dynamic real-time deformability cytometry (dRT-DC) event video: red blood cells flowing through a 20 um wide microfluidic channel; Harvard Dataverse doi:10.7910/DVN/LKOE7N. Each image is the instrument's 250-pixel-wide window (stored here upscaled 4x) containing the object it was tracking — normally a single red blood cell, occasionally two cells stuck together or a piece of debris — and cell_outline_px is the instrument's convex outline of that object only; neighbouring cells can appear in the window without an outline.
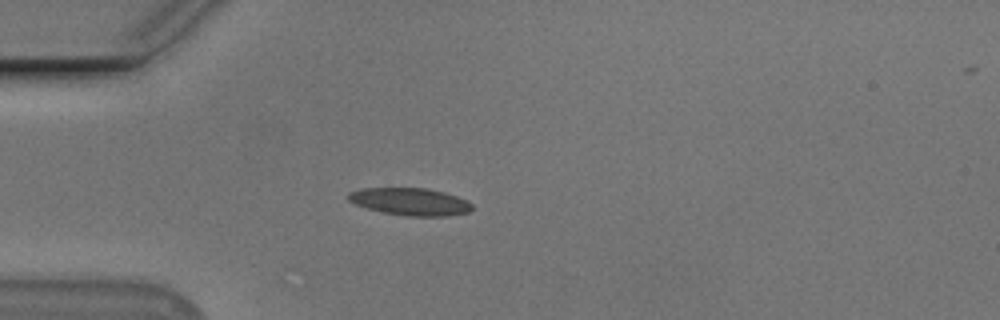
{"species": "Egyptian fruit bat (a non-hibernating species)", "species_latin": "Rousettus aegyptiacus", "temperature_condition": "cold", "stored_images_in_passage": 53, "camera_frame_rate_fps": 3000, "um_per_image_px": 0.085, "animal": {"sex": "male"}, "frame": {"image": 1, "passage_image": 14, "time_ms": 4.333, "image_size_px": [1000, 320], "cell_outline_px": [[472, 208], [468, 212], [448, 216], [408, 216], [384, 212], [368, 208], [356, 204], [348, 200], [348, 192], [360, 188], [424, 188], [444, 192], [456, 196], [472, 204]], "centroid_in_image_um": [34.85, 17.13], "position_along_channel_um": 50.2, "area_um2": 19.54}}
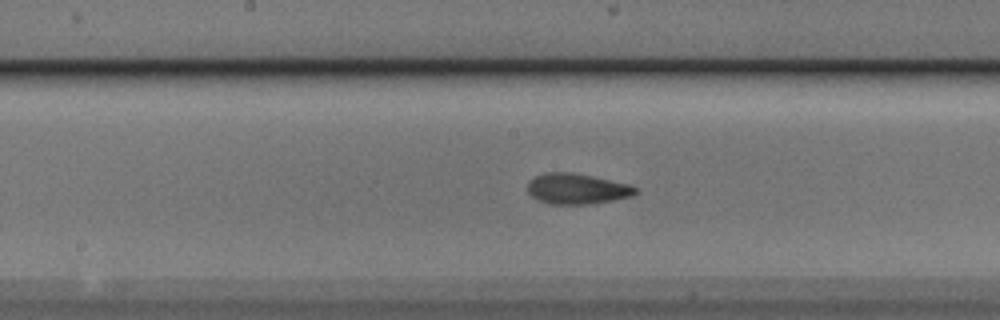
{"frame": {"image": 2, "passage_image": 27, "time_ms": 8.667, "image_size_px": [1000, 320], "cell_outline_px": [[640, 192], [628, 196], [612, 200], [588, 204], [548, 204], [532, 196], [528, 192], [528, 180], [544, 172], [572, 172], [632, 184], [640, 188]], "centroid_in_image_um": [49.07, 16.03], "position_along_channel_um": 199.1, "area_um2": 19.36}}
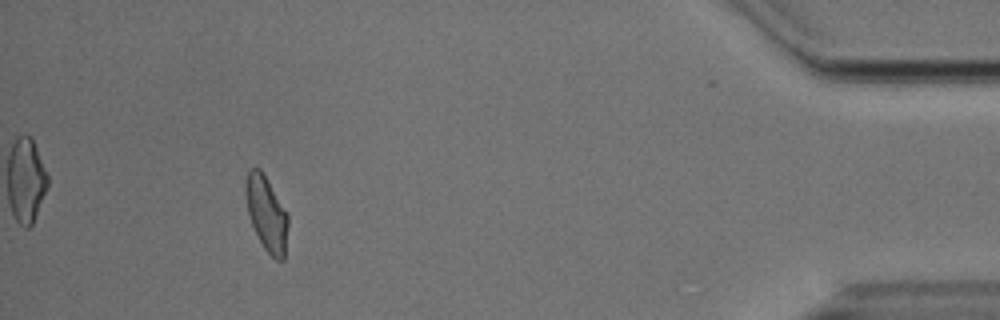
{"frame": {"image": 3, "passage_image": 49, "time_ms": 16.0, "image_size_px": [1000, 320], "cell_outline_px": [[288, 224], [284, 260], [276, 260], [264, 248], [252, 224], [248, 212], [244, 192], [244, 184], [248, 172], [252, 168], [260, 168], [288, 212]], "centroid_in_image_um": [22.66, 18.13], "position_along_channel_um": 412.5, "area_um2": 18.44}, "authors_computed_cell_mechanics": {"area_um2": 18.8428, "velocity_mm_per_s": 3.7457, "shape_relaxation_time_tau1_ms": 5.1786, "shape_relaxation_time_tau2_ms": 1.2781, "deformation_change_tau1": 0.1278, "deformation_change_tau2": 0.0632}}